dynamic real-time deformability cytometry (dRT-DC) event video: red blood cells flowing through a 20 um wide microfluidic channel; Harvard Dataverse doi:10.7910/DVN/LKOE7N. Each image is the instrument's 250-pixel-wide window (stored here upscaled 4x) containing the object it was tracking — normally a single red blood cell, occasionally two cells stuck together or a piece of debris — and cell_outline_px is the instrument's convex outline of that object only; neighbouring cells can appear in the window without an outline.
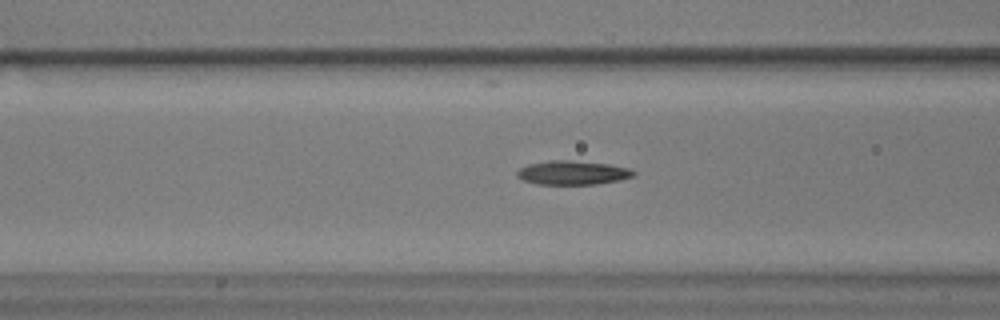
{"species": "common noctule bat (a hibernating species)", "species_latin": "Nyctalus noctula", "temperature_condition": "warm", "stored_images_in_passage": 16, "camera_frame_rate_fps": 3000, "um_per_image_px": 0.085, "animal": {"sex": "male", "body_mass_g": 17.9}, "frame": {"image": 1, "passage_image": 14, "time_ms": 4.333, "image_size_px": [1000, 320], "cell_outline_px": [[636, 172], [632, 176], [620, 180], [596, 184], [536, 184], [524, 180], [516, 176], [516, 172], [520, 168], [528, 164], [548, 160], [572, 160], [608, 164], [628, 168]], "centroid_in_image_um": [48.64, 14.67], "position_along_channel_um": 118.0, "area_um2": 16.24}}